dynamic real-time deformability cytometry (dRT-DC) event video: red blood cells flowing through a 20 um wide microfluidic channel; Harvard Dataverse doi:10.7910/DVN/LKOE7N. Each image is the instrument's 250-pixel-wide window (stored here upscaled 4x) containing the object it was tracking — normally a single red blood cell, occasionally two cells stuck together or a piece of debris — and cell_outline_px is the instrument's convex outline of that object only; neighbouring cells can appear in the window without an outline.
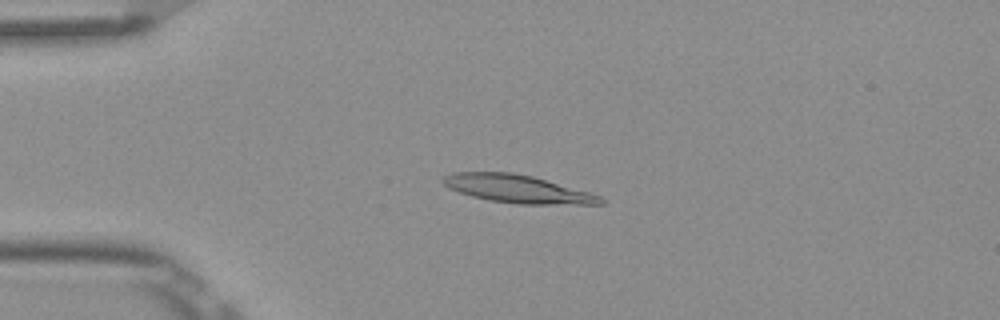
{"species": "Egyptian fruit bat (a non-hibernating species)", "species_latin": "Rousettus aegyptiacus", "temperature_condition": "room temperature", "stored_images_in_passage": 5, "camera_frame_rate_fps": 3000, "um_per_image_px": 0.085, "frame": {"image": 1, "passage_image": 4, "time_ms": 1.0, "image_size_px": [1000, 320], "cell_outline_px": [[604, 204], [520, 204], [492, 200], [472, 196], [448, 188], [440, 180], [444, 176], [452, 172], [512, 172], [532, 176], [588, 192], [600, 196], [604, 200]], "centroid_in_image_um": [43.95, 16.05], "position_along_channel_um": 41.0, "area_um2": 25.32}}